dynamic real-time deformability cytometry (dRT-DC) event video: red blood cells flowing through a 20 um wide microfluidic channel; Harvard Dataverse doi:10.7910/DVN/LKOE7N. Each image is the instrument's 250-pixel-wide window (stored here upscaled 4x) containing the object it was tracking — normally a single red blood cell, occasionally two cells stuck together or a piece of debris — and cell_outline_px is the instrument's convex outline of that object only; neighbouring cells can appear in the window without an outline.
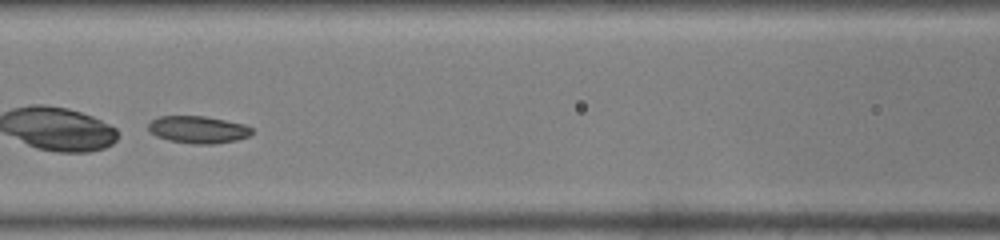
{"species": "common noctule bat (a hibernating species)", "species_latin": "Nyctalus noctula", "temperature_condition": "warm", "stored_images_in_passage": 19, "camera_frame_rate_fps": 3000, "um_per_image_px": 0.085, "animal": {"sex": "male", "body_mass_g": 19.0, "forearm_length_mm": 50.8}, "frame": {"image": 1, "passage_image": 9, "time_ms": 2.667, "image_size_px": [1000, 240], "cell_outline_px": [[252, 132], [248, 136], [236, 140], [212, 144], [192, 144], [168, 140], [156, 136], [148, 128], [148, 124], [152, 120], [160, 116], [204, 116], [244, 124], [252, 128]], "centroid_in_image_um": [16.82, 11.02], "position_along_channel_um": 149.8, "area_um2": 16.3}}